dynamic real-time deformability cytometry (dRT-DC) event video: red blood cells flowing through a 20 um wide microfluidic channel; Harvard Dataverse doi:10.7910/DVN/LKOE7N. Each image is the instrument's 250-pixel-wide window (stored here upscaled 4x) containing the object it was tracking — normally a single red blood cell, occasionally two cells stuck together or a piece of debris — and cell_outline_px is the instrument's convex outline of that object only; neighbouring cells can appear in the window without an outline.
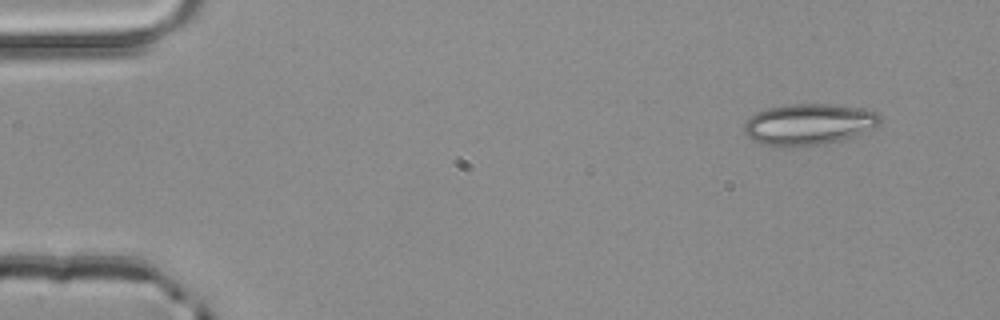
{"species": "common noctule bat (a hibernating species)", "species_latin": "Nyctalus noctula", "temperature_condition": "room temperature", "stored_images_in_passage": 3, "camera_frame_rate_fps": 3000, "um_per_image_px": 0.085, "animal": {"sex": "male", "body_mass_g": 20.4}, "frame": {"image": 1, "passage_image": 1, "time_ms": 0.0, "image_size_px": [1000, 320], "cell_outline_px": [[880, 124], [872, 128], [852, 136], [840, 140], [824, 144], [800, 148], [784, 148], [760, 144], [752, 140], [744, 132], [744, 124], [756, 112], [768, 108], [792, 104], [832, 104], [876, 112], [880, 116]], "centroid_in_image_um": [68.68, 10.6], "position_along_channel_um": 16.3, "area_um2": 32.71}}